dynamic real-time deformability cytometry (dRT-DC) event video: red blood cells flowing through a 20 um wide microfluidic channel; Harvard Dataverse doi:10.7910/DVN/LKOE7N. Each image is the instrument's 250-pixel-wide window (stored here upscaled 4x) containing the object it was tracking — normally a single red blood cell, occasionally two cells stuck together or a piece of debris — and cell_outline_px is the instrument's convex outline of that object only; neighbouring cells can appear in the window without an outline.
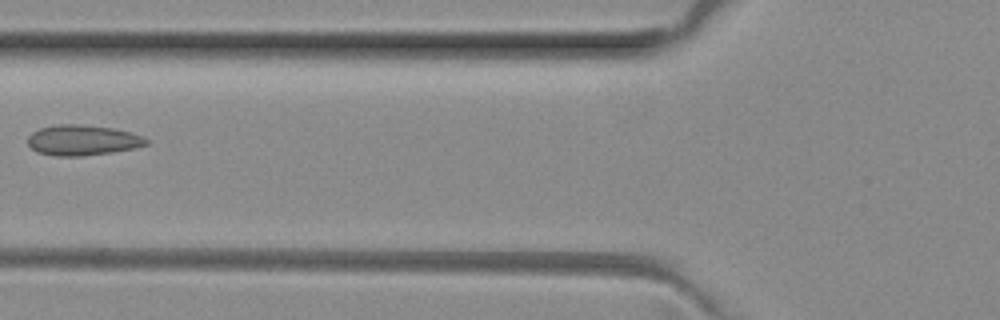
{"species": "common noctule bat (a hibernating species)", "species_latin": "Nyctalus noctula", "temperature_condition": "room temperature", "stored_images_in_passage": 6, "camera_frame_rate_fps": 3000, "um_per_image_px": 0.085, "animal": {"sex": "female", "body_mass_g": 29.2, "forearm_length_mm": 56.3}, "frame": {"image": 1, "passage_image": 6, "time_ms": 1.667, "image_size_px": [1000, 320], "cell_outline_px": [[148, 144], [132, 148], [112, 152], [84, 156], [56, 156], [36, 152], [28, 144], [28, 136], [32, 132], [40, 128], [56, 124], [80, 124], [112, 128], [144, 136], [148, 140]], "centroid_in_image_um": [6.99, 11.91], "position_along_channel_um": 118.8, "area_um2": 20.98}}